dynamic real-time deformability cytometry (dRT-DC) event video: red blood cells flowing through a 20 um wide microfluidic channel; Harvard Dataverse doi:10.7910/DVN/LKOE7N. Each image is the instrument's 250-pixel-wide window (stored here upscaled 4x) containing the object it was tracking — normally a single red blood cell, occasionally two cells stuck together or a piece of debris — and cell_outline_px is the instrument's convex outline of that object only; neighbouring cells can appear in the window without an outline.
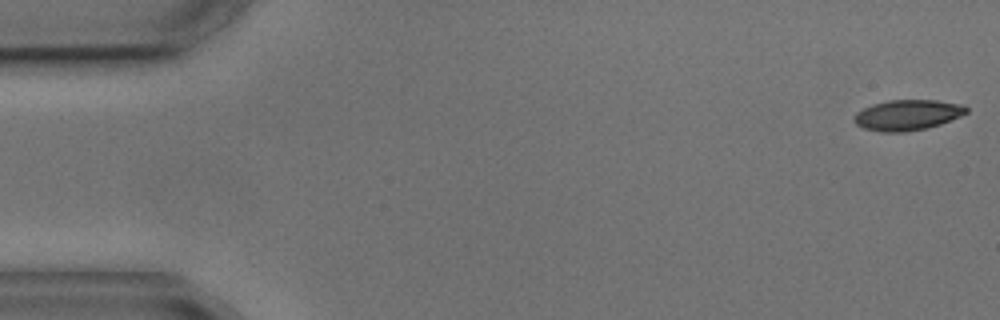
{"species": "common noctule bat (a hibernating species)", "species_latin": "Nyctalus noctula", "temperature_condition": "cold", "stored_images_in_passage": 5, "camera_frame_rate_fps": 3000, "um_per_image_px": 0.085, "animal": {"sex": "male", "body_mass_g": 17.9, "forearm_length_mm": 54.2}, "frame": {"image": 1, "passage_image": 1, "time_ms": 0.0, "image_size_px": [1000, 320], "cell_outline_px": [[968, 112], [960, 116], [940, 124], [928, 128], [904, 132], [880, 132], [864, 128], [856, 124], [852, 120], [852, 116], [856, 112], [872, 104], [888, 100], [936, 100], [964, 104], [968, 108]], "centroid_in_image_um": [77.12, 9.77], "position_along_channel_um": 7.9, "area_um2": 20.17}}
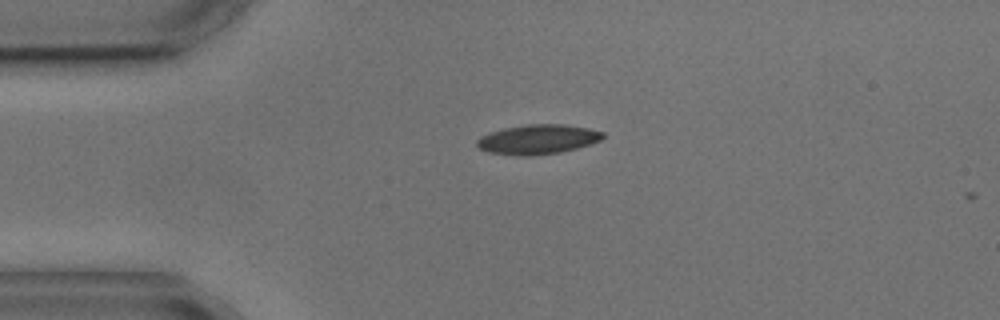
{"frame": {"image": 2, "passage_image": 4, "time_ms": 3.667, "image_size_px": [1000, 320], "cell_outline_px": [[604, 136], [600, 140], [576, 148], [560, 152], [532, 156], [520, 156], [488, 152], [480, 148], [476, 144], [476, 140], [480, 136], [504, 128], [528, 124], [564, 124], [588, 128], [604, 132]], "centroid_in_image_um": [45.7, 11.84], "position_along_channel_um": 39.3, "area_um2": 21.62}}